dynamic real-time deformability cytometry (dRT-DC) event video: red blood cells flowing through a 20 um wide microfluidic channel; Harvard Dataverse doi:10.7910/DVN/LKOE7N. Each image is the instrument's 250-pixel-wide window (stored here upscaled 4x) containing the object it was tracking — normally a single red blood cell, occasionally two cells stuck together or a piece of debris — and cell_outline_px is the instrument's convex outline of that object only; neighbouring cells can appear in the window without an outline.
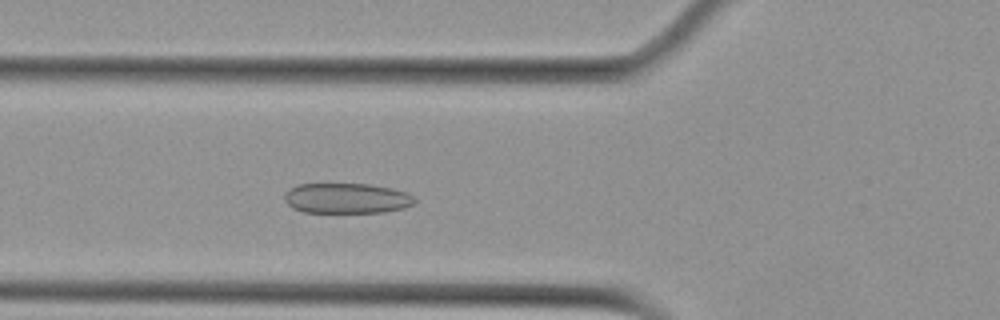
{"species": "Egyptian fruit bat (a non-hibernating species)", "species_latin": "Rousettus aegyptiacus", "temperature_condition": "cold", "stored_images_in_passage": 7, "camera_frame_rate_fps": 3000, "um_per_image_px": 0.085, "animal": {"sex": "female"}, "frame": {"image": 1, "passage_image": 7, "time_ms": 8.0, "image_size_px": [1000, 320], "cell_outline_px": [[416, 204], [404, 208], [384, 212], [304, 212], [292, 208], [284, 200], [284, 196], [296, 184], [368, 184], [392, 188], [408, 192], [416, 200]], "centroid_in_image_um": [29.51, 16.85], "position_along_channel_um": 96.3, "area_um2": 23.0}}